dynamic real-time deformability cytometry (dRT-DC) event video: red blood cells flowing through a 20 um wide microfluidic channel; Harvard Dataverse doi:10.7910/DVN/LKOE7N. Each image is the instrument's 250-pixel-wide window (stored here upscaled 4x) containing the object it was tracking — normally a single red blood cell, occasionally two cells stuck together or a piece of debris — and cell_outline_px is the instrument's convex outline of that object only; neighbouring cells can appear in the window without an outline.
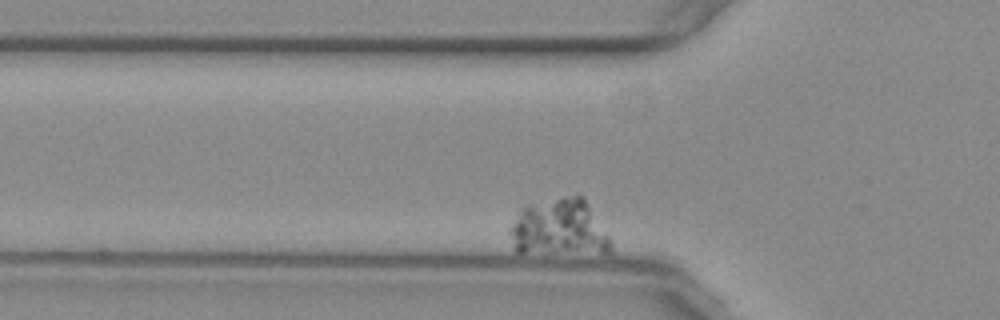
{"species": "common noctule bat (a hibernating species)", "species_latin": "Nyctalus noctula", "temperature_condition": "warm", "stored_images_in_passage": 36, "camera_frame_rate_fps": 3000, "um_per_image_px": 0.085, "animal": {"sex": "female", "body_mass_g": 29.2, "forearm_length_mm": 56.3}, "frame": {"image": 1, "passage_image": 2, "time_ms": 0.333, "image_size_px": [1000, 320], "cell_outline_px": [[612, 252], [516, 252], [508, 232], [508, 228], [520, 208], [564, 196], [584, 196], [608, 236], [612, 244]], "centroid_in_image_um": [47.51, 19.36], "position_along_channel_um": 78.3, "area_um2": 32.95}}
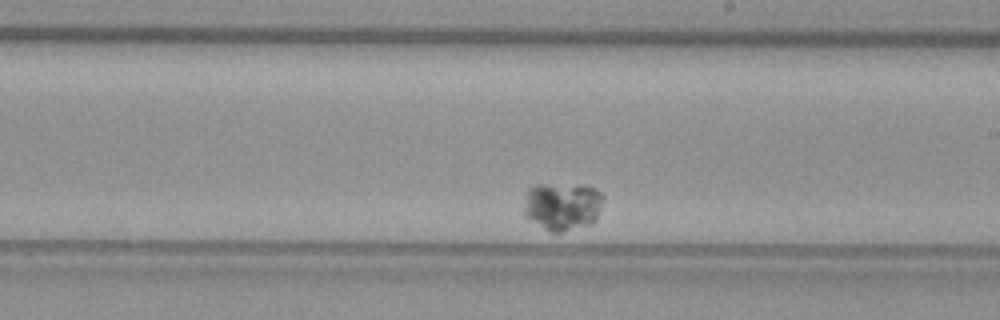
{"frame": {"image": 2, "passage_image": 21, "time_ms": 6.667, "image_size_px": [1000, 320], "cell_outline_px": [[604, 200], [596, 220], [592, 224], [560, 232], [548, 232], [524, 216], [524, 208], [528, 188], [536, 184], [588, 184], [596, 188], [604, 196]], "centroid_in_image_um": [47.84, 17.51], "position_along_channel_um": 241.2, "area_um2": 22.77}}
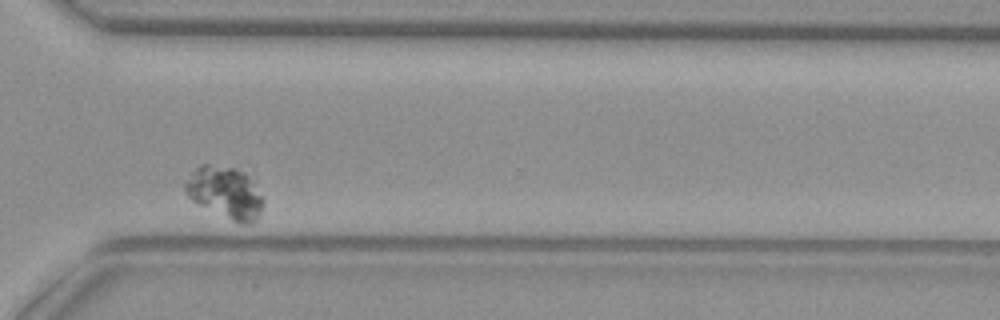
{"frame": {"image": 3, "passage_image": 32, "time_ms": 10.333, "image_size_px": [1000, 320], "cell_outline_px": [[264, 204], [256, 220], [252, 224], [240, 224], [192, 200], [184, 192], [184, 184], [192, 172], [200, 164], [208, 164], [236, 168], [244, 172], [248, 176], [264, 200]], "centroid_in_image_um": [19.14, 16.36], "position_along_channel_um": 351.5, "area_um2": 23.29}}